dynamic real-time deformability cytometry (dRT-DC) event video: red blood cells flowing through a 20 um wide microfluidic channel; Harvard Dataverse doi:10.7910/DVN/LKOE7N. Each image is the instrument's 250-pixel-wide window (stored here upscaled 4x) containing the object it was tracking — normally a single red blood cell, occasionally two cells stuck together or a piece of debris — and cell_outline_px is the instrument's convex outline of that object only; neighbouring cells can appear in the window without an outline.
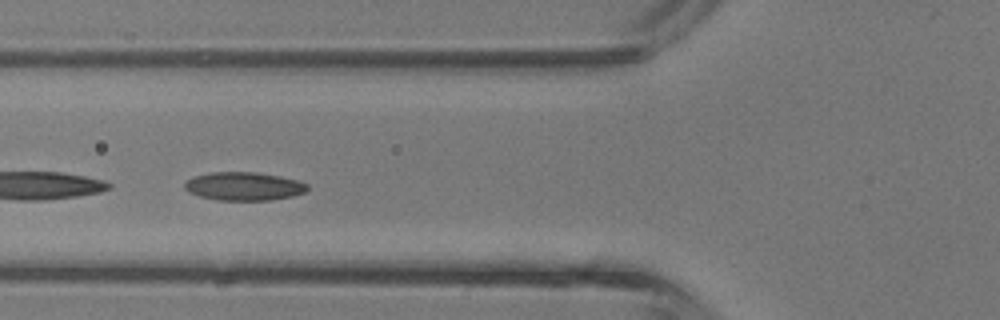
{"species": "common noctule bat (a hibernating species)", "species_latin": "Nyctalus noctula", "temperature_condition": "room temperature", "stored_images_in_passage": 40, "camera_frame_rate_fps": 3000, "um_per_image_px": 0.085, "animal": {"sex": "male", "body_mass_g": 13.3}, "frame": {"image": 1, "passage_image": 13, "time_ms": 4.0, "image_size_px": [1000, 320], "cell_outline_px": [[308, 188], [304, 192], [292, 196], [272, 200], [216, 200], [200, 196], [188, 192], [184, 188], [184, 184], [192, 176], [212, 172], [256, 172], [280, 176], [300, 180], [308, 184]], "centroid_in_image_um": [20.73, 15.83], "position_along_channel_um": 105.1, "area_um2": 20.4}}
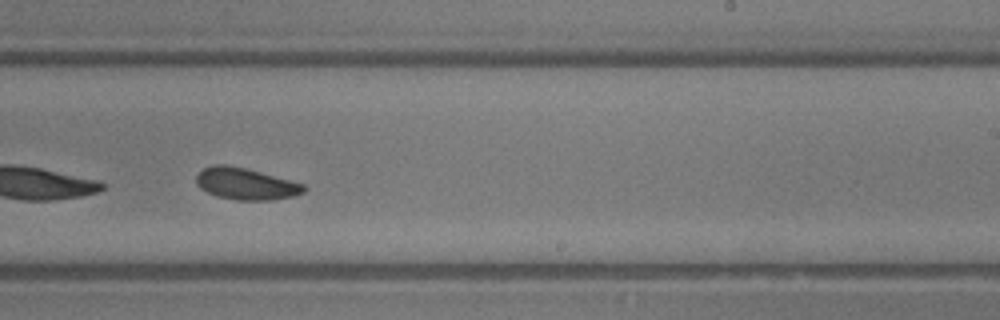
{"frame": {"image": 2, "passage_image": 23, "time_ms": 7.333, "image_size_px": [1000, 320], "cell_outline_px": [[308, 188], [304, 192], [296, 196], [272, 200], [236, 200], [216, 196], [200, 188], [196, 184], [196, 176], [204, 168], [212, 164], [224, 164], [244, 168], [260, 172], [304, 184]], "centroid_in_image_um": [20.9, 15.63], "position_along_channel_um": 268.1, "area_um2": 19.88}}
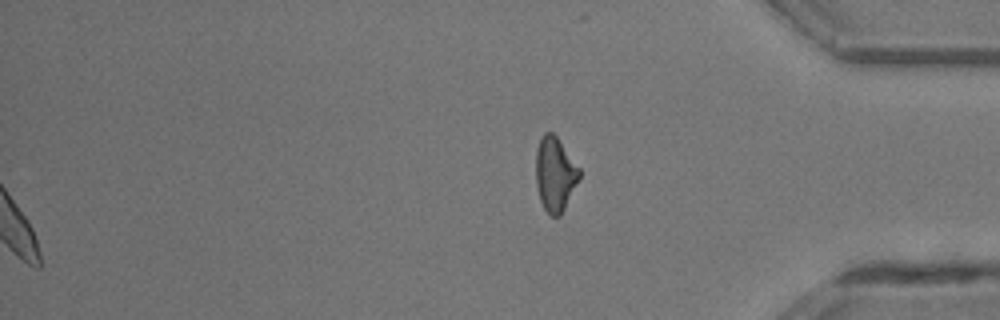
{"frame": {"image": 3, "passage_image": 40, "time_ms": 13.0, "image_size_px": [1000, 320], "cell_outline_px": [[580, 180], [560, 216], [552, 216], [544, 208], [540, 200], [536, 184], [536, 148], [544, 132], [552, 132], [556, 136], [580, 168]], "centroid_in_image_um": [47.19, 14.8], "position_along_channel_um": 388.0, "area_um2": 18.84}, "authors_computed_cell_mechanics": {"area_um2": 19.9988, "velocity_mm_per_s": 4.8957, "shape_relaxation_time_tau1_ms": 3.619, "shape_relaxation_time_tau2_ms": 7.585, "deformation_change_tau1": 0.0964, "deformation_change_tau2": 0.1733}}